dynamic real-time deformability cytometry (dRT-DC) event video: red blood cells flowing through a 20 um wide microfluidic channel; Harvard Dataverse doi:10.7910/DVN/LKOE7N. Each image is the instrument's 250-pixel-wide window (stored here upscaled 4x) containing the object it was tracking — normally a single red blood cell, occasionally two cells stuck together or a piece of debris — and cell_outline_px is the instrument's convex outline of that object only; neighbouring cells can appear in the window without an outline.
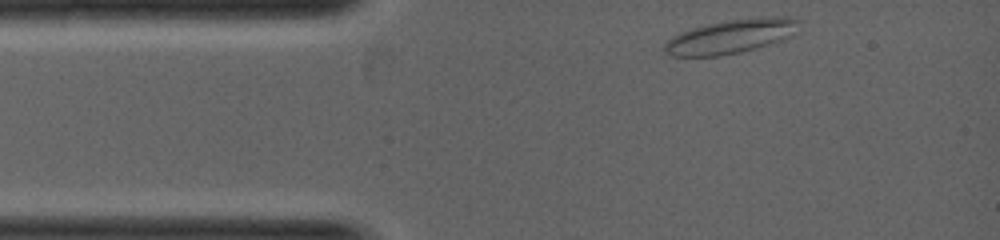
{"species": "common noctule bat (a hibernating species)", "species_latin": "Nyctalus noctula", "temperature_condition": "warm", "stored_images_in_passage": 11, "camera_frame_rate_fps": 5000, "um_per_image_px": 0.085, "animal": {"sex": "female", "body_mass_g": 19.0, "forearm_length_mm": 53.3}, "frame": {"image": 1, "passage_image": 1, "time_ms": 0.0, "image_size_px": [1000, 240], "cell_outline_px": [[800, 20], [792, 36], [756, 48], [740, 52], [720, 56], [672, 56], [664, 52], [664, 44], [672, 36], [680, 32], [692, 28], [708, 24], [728, 20], [772, 16], [788, 16]], "centroid_in_image_um": [62.11, 3.1], "position_along_channel_um": 22.9, "area_um2": 26.47}}
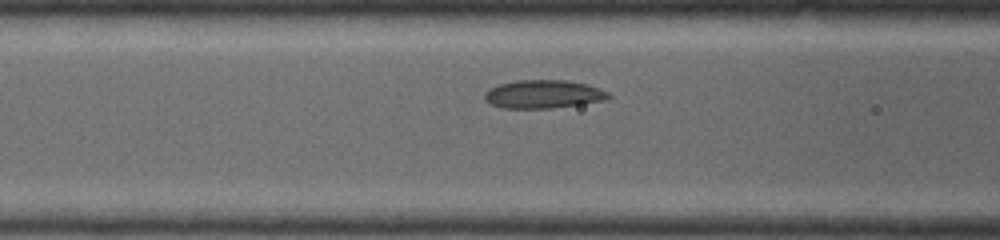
{"frame": {"image": 2, "passage_image": 8, "time_ms": 1.6, "image_size_px": [1000, 240], "cell_outline_px": [[612, 96], [608, 100], [552, 108], [504, 108], [492, 104], [484, 100], [484, 92], [500, 84], [516, 80], [568, 80], [588, 84], [608, 92]], "centroid_in_image_um": [46.22, 8.0], "position_along_channel_um": 120.4, "area_um2": 20.46}}
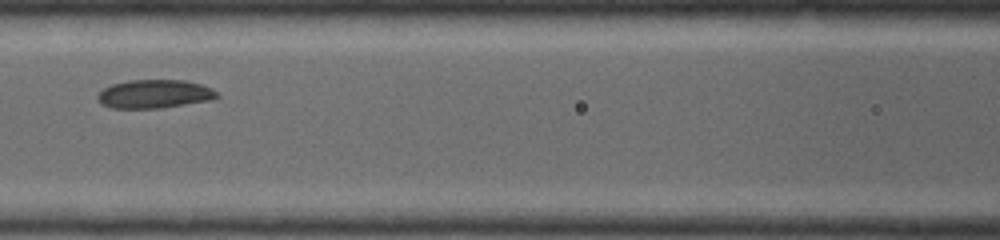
{"frame": {"image": 3, "passage_image": 10, "time_ms": 2.0, "image_size_px": [1000, 240], "cell_outline_px": [[220, 96], [212, 100], [160, 108], [112, 108], [100, 104], [96, 100], [96, 96], [104, 88], [112, 84], [128, 80], [184, 80], [200, 84], [212, 88]], "centroid_in_image_um": [13.11, 7.99], "position_along_channel_um": 153.5, "area_um2": 19.94}}